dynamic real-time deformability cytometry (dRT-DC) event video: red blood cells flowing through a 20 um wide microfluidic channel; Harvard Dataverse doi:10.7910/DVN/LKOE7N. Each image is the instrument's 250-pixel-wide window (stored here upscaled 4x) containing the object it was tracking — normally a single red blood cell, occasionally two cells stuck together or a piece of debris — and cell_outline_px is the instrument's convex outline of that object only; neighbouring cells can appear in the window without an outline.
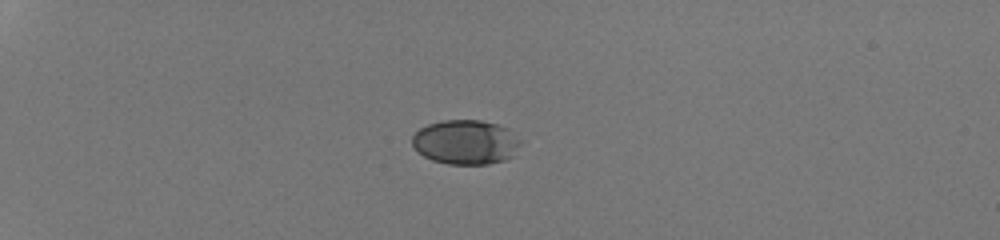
{"species": "human", "species_latin": "Homo sapiens", "temperature_condition": "room temperature", "stored_images_in_passage": 37, "camera_frame_rate_fps": 3000, "um_per_image_px": 0.085, "donor": {"sex": "male"}, "frame": {"image": 1, "passage_image": 1, "time_ms": 0.0, "image_size_px": [1000, 240], "cell_outline_px": [[520, 144], [512, 156], [504, 160], [488, 164], [448, 164], [432, 160], [424, 156], [412, 144], [412, 136], [420, 128], [428, 124], [440, 120], [480, 120], [500, 124], [508, 128], [520, 140]], "centroid_in_image_um": [39.58, 12.07], "position_along_channel_um": 45.4, "area_um2": 28.09}}
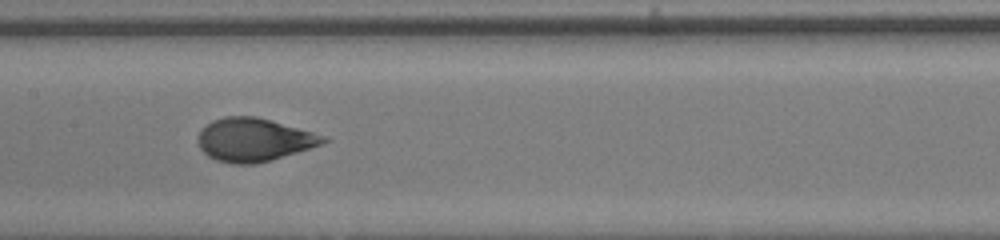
{"frame": {"image": 2, "passage_image": 16, "time_ms": 5.0, "image_size_px": [1000, 240], "cell_outline_px": [[332, 140], [272, 160], [256, 164], [232, 164], [216, 160], [208, 156], [200, 148], [196, 136], [200, 128], [212, 120], [224, 116], [256, 116], [328, 136]], "centroid_in_image_um": [21.55, 11.87], "position_along_channel_um": 185.8, "area_um2": 31.79}}
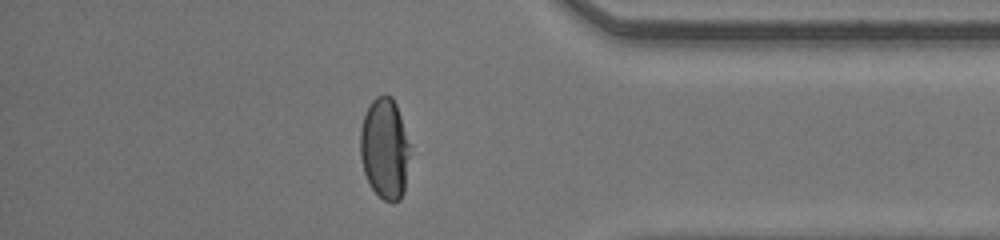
{"frame": {"image": 3, "passage_image": 32, "time_ms": 10.333, "image_size_px": [1000, 240], "cell_outline_px": [[408, 156], [404, 192], [400, 200], [392, 204], [384, 200], [372, 188], [364, 172], [360, 156], [360, 128], [364, 116], [372, 100], [376, 96], [384, 92], [392, 96], [396, 104], [400, 116], [408, 144]], "centroid_in_image_um": [32.67, 12.62], "position_along_channel_um": 402.5, "area_um2": 28.96}, "authors_computed_cell_mechanics": {"area_um2": 30.6918, "velocity_mm_per_s": 4.2582, "shape_relaxation_time_tau1_ms": 3.5384, "shape_relaxation_time_tau2_ms": null, "deformation_change_tau1": 0.1769, "deformation_change_tau2": null}}